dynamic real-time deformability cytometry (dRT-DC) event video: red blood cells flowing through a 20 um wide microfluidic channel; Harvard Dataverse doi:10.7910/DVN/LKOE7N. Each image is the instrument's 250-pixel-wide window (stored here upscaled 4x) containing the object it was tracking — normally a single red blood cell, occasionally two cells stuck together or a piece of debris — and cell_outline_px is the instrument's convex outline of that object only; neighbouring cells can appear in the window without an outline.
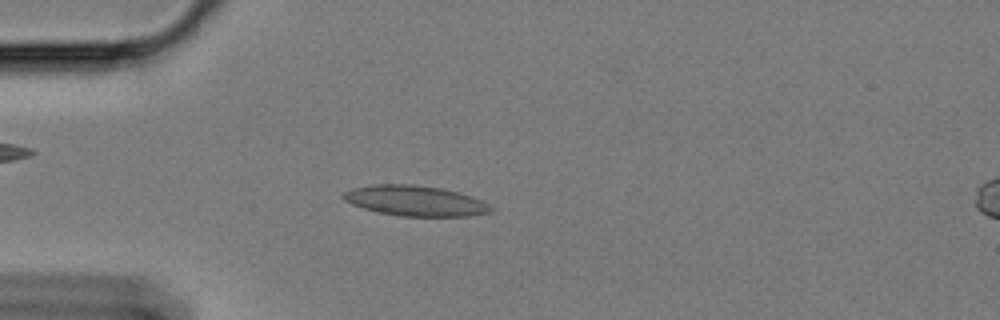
{"species": "Egyptian fruit bat (a non-hibernating species)", "species_latin": "Rousettus aegyptiacus", "temperature_condition": "cold", "stored_images_in_passage": 47, "camera_frame_rate_fps": 3000, "um_per_image_px": 0.085, "animal": {"sex": "female"}, "frame": {"image": 1, "passage_image": 4, "time_ms": 1.0, "image_size_px": [1000, 320], "cell_outline_px": [[492, 212], [468, 216], [400, 216], [380, 212], [364, 208], [352, 204], [344, 200], [340, 196], [344, 192], [352, 188], [376, 184], [412, 184], [440, 188], [472, 196], [488, 204], [492, 208]], "centroid_in_image_um": [35.27, 17.06], "position_along_channel_um": 49.7, "area_um2": 25.89}}
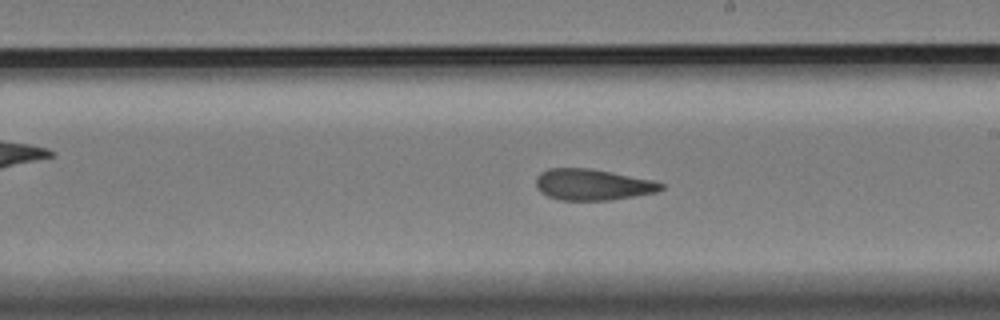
{"frame": {"image": 2, "passage_image": 22, "time_ms": 7.0, "image_size_px": [1000, 320], "cell_outline_px": [[664, 188], [656, 192], [608, 200], [560, 200], [548, 196], [540, 192], [536, 188], [536, 176], [540, 172], [548, 168], [588, 168], [652, 180], [664, 184]], "centroid_in_image_um": [50.31, 15.69], "position_along_channel_um": 238.7, "area_um2": 22.54}}
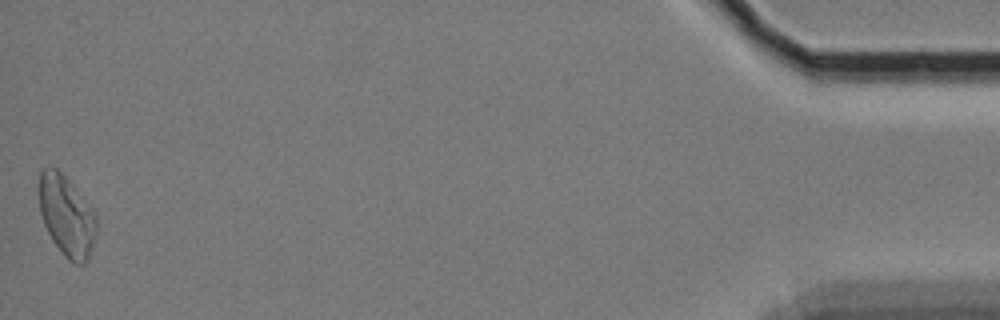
{"frame": {"image": 3, "passage_image": 47, "time_ms": 15.333, "image_size_px": [1000, 320], "cell_outline_px": [[96, 228], [88, 260], [84, 264], [72, 264], [64, 256], [52, 240], [44, 224], [40, 212], [40, 172], [44, 168], [56, 168], [64, 176], [96, 216]], "centroid_in_image_um": [5.64, 18.42], "position_along_channel_um": 429.6, "area_um2": 26.07}, "authors_computed_cell_mechanics": {"area_um2": 23.5246, "velocity_mm_per_s": 3.3631, "shape_relaxation_time_tau1_ms": null, "shape_relaxation_time_tau2_ms": 4.5604, "deformation_change_tau1": null, "deformation_change_tau2": 0.1195}}